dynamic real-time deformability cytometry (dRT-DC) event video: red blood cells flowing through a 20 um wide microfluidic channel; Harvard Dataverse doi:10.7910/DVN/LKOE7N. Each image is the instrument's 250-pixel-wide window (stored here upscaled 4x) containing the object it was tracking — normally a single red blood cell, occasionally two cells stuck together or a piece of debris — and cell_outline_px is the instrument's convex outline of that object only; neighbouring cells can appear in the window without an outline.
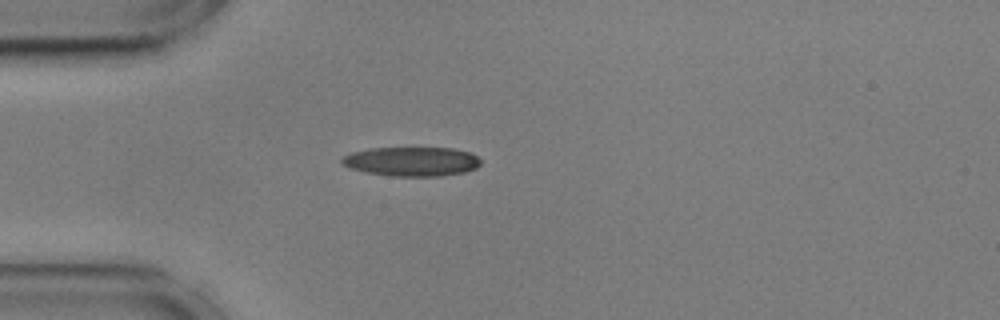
{"species": "common noctule bat (a hibernating species)", "species_latin": "Nyctalus noctula", "temperature_condition": "cold", "stored_images_in_passage": 41, "camera_frame_rate_fps": 3000, "um_per_image_px": 0.085, "animal": {"sex": "male", "body_mass_g": 17.9, "forearm_length_mm": 54.2}, "frame": {"image": 1, "passage_image": 1, "time_ms": 0.0, "image_size_px": [1000, 320], "cell_outline_px": [[480, 164], [476, 168], [464, 172], [440, 176], [392, 176], [364, 172], [348, 168], [340, 160], [344, 156], [352, 152], [372, 148], [452, 148], [472, 152], [480, 160]], "centroid_in_image_um": [35.0, 13.72], "position_along_channel_um": 50.0, "area_um2": 23.7}}
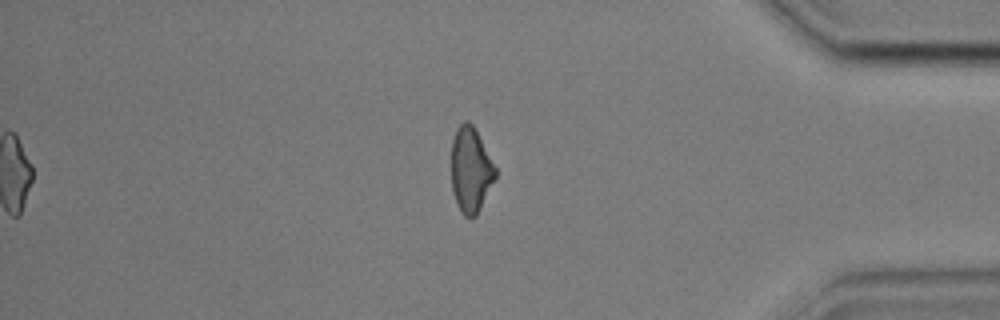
{"frame": {"image": 2, "passage_image": 33, "time_ms": 10.667, "image_size_px": [1000, 320], "cell_outline_px": [[496, 176], [476, 216], [464, 216], [460, 212], [456, 204], [452, 192], [452, 140], [456, 128], [464, 120], [468, 120], [472, 124], [496, 168]], "centroid_in_image_um": [39.98, 14.44], "position_along_channel_um": 395.2, "area_um2": 21.62}}
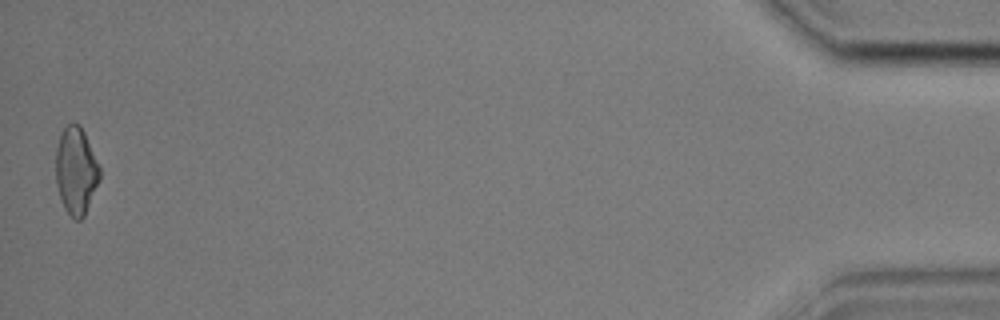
{"frame": {"image": 3, "passage_image": 41, "time_ms": 13.333, "image_size_px": [1000, 320], "cell_outline_px": [[100, 180], [84, 216], [80, 220], [76, 220], [64, 208], [60, 200], [56, 184], [56, 148], [60, 136], [64, 128], [72, 120], [80, 124], [84, 132], [100, 168]], "centroid_in_image_um": [6.45, 14.5], "position_along_channel_um": 428.7, "area_um2": 22.37}, "authors_computed_cell_mechanics": {"area_um2": 22.9466, "velocity_mm_per_s": 3.6035, "shape_relaxation_time_tau1_ms": 6.6535, "shape_relaxation_time_tau2_ms": 8.6421, "deformation_change_tau1": 0.167, "deformation_change_tau2": 0.195}}